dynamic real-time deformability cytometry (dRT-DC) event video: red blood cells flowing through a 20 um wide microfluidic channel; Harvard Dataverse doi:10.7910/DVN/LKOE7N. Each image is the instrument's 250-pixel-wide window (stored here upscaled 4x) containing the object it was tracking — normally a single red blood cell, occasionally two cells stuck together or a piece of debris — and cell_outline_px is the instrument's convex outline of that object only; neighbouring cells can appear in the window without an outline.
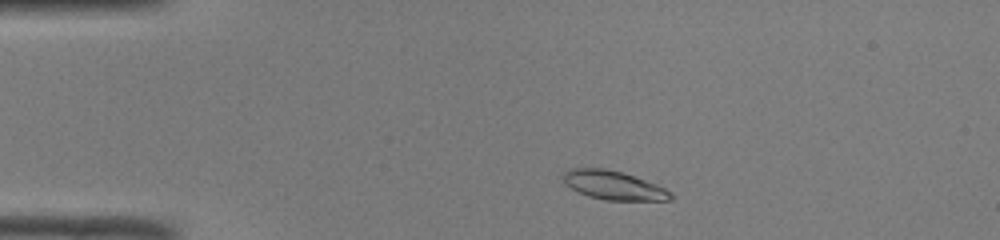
{"species": "common noctule bat (a hibernating species)", "species_latin": "Nyctalus noctula", "temperature_condition": "room temperature", "stored_images_in_passage": 44, "camera_frame_rate_fps": 3000, "um_per_image_px": 0.085, "animal": {"sex": "male", "body_mass_g": 19.0, "forearm_length_mm": 50.8}, "frame": {"image": 1, "passage_image": 4, "time_ms": 1.0, "image_size_px": [1000, 240], "cell_outline_px": [[672, 200], [604, 200], [588, 196], [564, 184], [564, 172], [568, 168], [604, 168], [620, 172], [656, 184], [672, 192]], "centroid_in_image_um": [52.14, 15.75], "position_along_channel_um": 32.9, "area_um2": 17.8}}
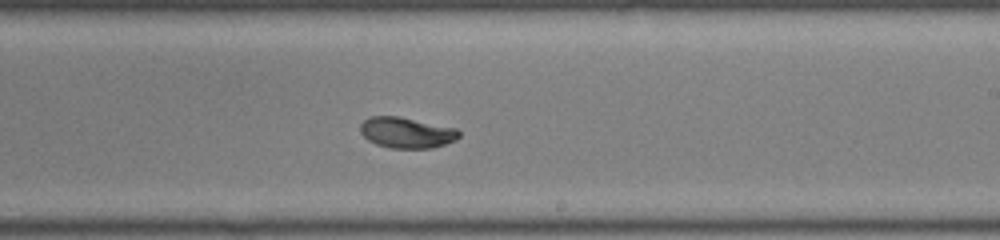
{"frame": {"image": 2, "passage_image": 24, "time_ms": 7.667, "image_size_px": [1000, 240], "cell_outline_px": [[460, 136], [456, 140], [432, 148], [388, 148], [376, 144], [368, 140], [360, 132], [360, 124], [368, 116], [396, 116], [456, 128], [460, 132]], "centroid_in_image_um": [34.53, 11.28], "position_along_channel_um": 254.5, "area_um2": 17.69}}
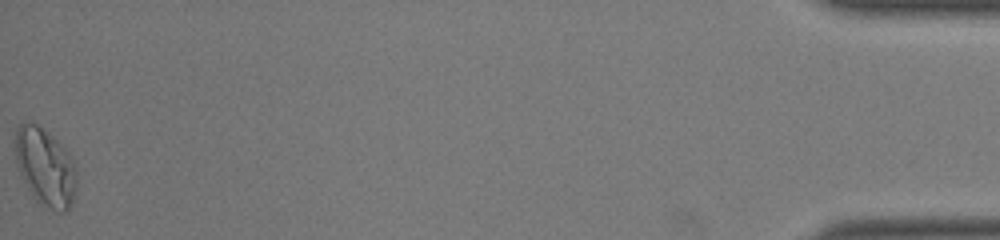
{"frame": {"image": 3, "passage_image": 44, "time_ms": 14.333, "image_size_px": [1000, 240], "cell_outline_px": [[76, 184], [72, 204], [68, 212], [60, 212], [40, 204], [36, 200], [28, 188], [20, 172], [16, 160], [16, 128], [24, 120], [36, 124], [52, 136], [64, 148], [76, 168]], "centroid_in_image_um": [3.86, 14.22], "position_along_channel_um": 431.3, "area_um2": 27.4}, "authors_computed_cell_mechanics": {"area_um2": 17.9469, "velocity_mm_per_s": 4.08, "shape_relaxation_time_tau1_ms": 2.958, "shape_relaxation_time_tau2_ms": 0.8924, "deformation_change_tau1": 0.1524, "deformation_change_tau2": 0.0405}}